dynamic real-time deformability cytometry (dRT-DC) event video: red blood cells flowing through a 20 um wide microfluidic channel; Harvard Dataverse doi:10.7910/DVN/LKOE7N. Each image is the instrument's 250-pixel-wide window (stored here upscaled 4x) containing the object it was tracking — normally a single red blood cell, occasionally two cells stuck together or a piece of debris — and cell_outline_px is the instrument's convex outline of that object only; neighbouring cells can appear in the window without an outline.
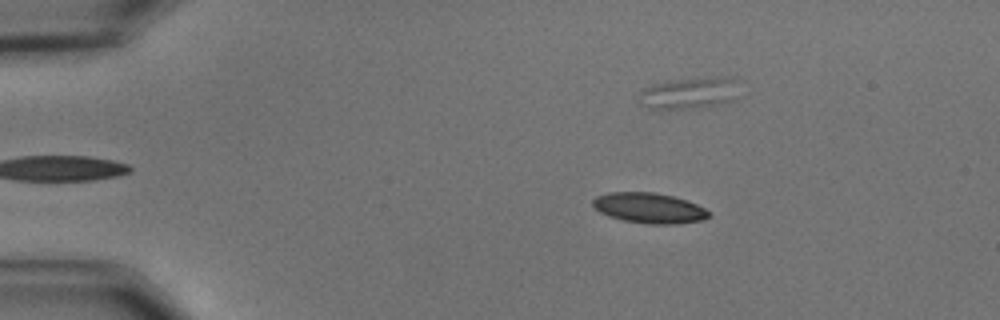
{"species": "common noctule bat (a hibernating species)", "species_latin": "Nyctalus noctula", "temperature_condition": "cold", "stored_images_in_passage": 17, "camera_frame_rate_fps": 3000, "um_per_image_px": 0.085, "animal": {"sex": "male", "body_mass_g": 15.6}, "frame": {"image": 1, "passage_image": 7, "time_ms": 2.0, "image_size_px": [1000, 320], "cell_outline_px": [[712, 216], [704, 220], [676, 224], [648, 224], [624, 220], [608, 216], [600, 212], [592, 204], [592, 200], [596, 196], [608, 192], [656, 192], [672, 196], [696, 204], [712, 212]], "centroid_in_image_um": [55.2, 17.68], "position_along_channel_um": 29.8, "area_um2": 20.63}}
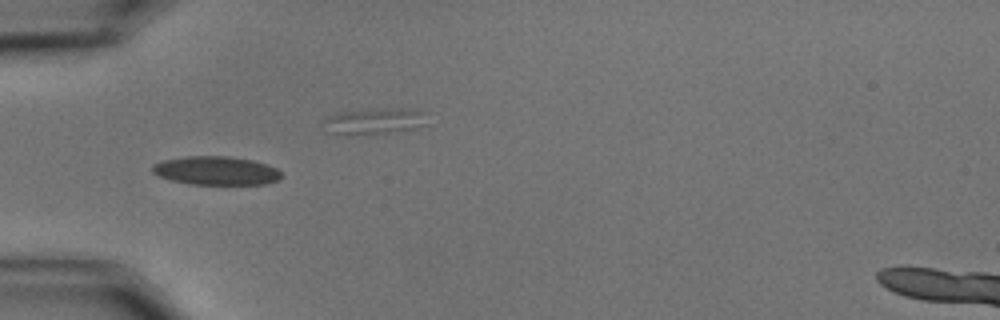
{"frame": {"image": 2, "passage_image": 15, "time_ms": 4.667, "image_size_px": [1000, 320], "cell_outline_px": [[280, 180], [268, 184], [192, 184], [172, 180], [160, 176], [152, 172], [152, 164], [164, 160], [184, 156], [228, 156], [252, 160], [268, 164], [276, 168], [280, 172]], "centroid_in_image_um": [18.39, 14.5], "position_along_channel_um": 66.6, "area_um2": 21.5}}